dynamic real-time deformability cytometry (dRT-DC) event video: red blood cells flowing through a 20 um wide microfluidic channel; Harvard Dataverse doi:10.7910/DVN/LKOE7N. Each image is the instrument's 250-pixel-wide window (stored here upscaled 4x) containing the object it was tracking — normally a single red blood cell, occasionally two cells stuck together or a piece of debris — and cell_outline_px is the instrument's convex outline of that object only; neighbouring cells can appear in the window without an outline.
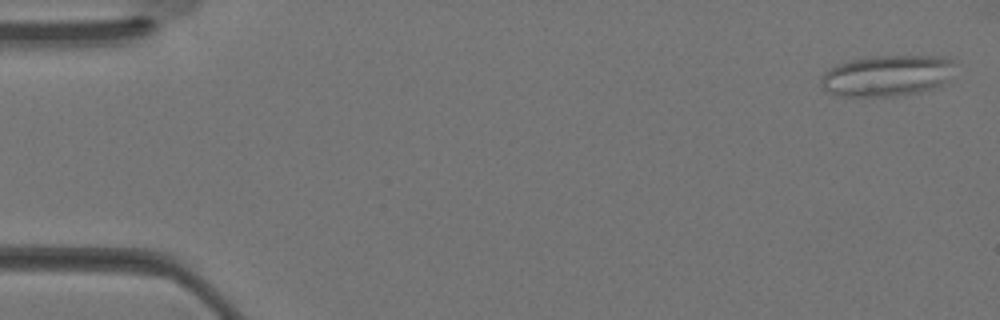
{"species": "Egyptian fruit bat (a non-hibernating species)", "species_latin": "Rousettus aegyptiacus", "temperature_condition": "warm", "stored_images_in_passage": 34, "camera_frame_rate_fps": 3000, "um_per_image_px": 0.085, "animal": {"sex": "female"}, "frame": {"image": 1, "passage_image": 1, "time_ms": 0.0, "image_size_px": [1000, 320], "cell_outline_px": [[952, 60], [948, 80], [932, 88], [916, 92], [896, 96], [840, 96], [828, 92], [820, 88], [820, 76], [828, 68], [836, 64], [852, 60], [880, 56], [944, 56]], "centroid_in_image_um": [75.29, 6.44], "position_along_channel_um": 9.7, "area_um2": 31.79}}
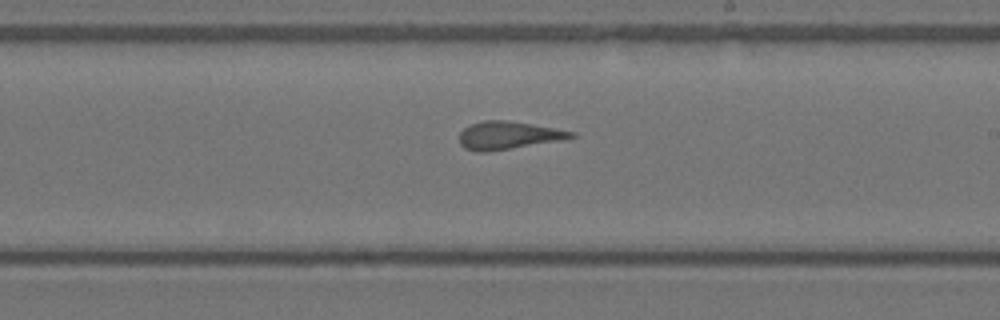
{"frame": {"image": 2, "passage_image": 20, "time_ms": 6.333, "image_size_px": [1000, 320], "cell_outline_px": [[576, 136], [560, 140], [488, 152], [480, 152], [464, 148], [460, 144], [460, 132], [464, 128], [472, 124], [484, 120], [508, 120], [556, 128], [576, 132]], "centroid_in_image_um": [43.2, 11.5], "position_along_channel_um": 245.8, "area_um2": 18.03}}
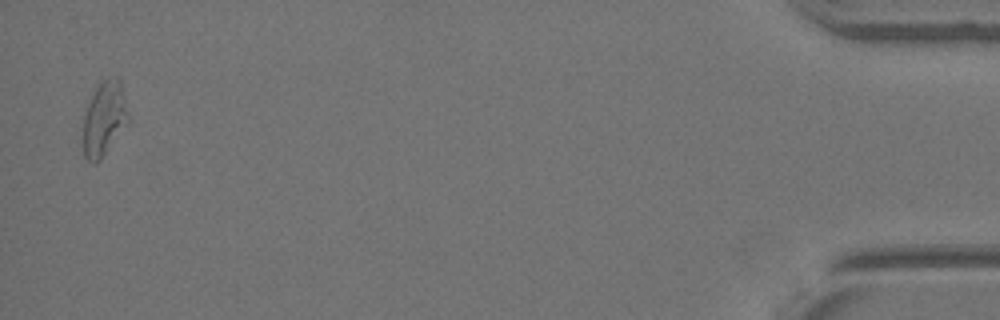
{"frame": {"image": 3, "passage_image": 34, "time_ms": 11.0, "image_size_px": [1000, 320], "cell_outline_px": [[128, 124], [100, 160], [96, 164], [92, 164], [84, 156], [80, 144], [80, 128], [88, 104], [96, 88], [108, 76], [120, 76], [128, 116]], "centroid_in_image_um": [8.8, 10.14], "position_along_channel_um": 426.4, "area_um2": 20.23}}